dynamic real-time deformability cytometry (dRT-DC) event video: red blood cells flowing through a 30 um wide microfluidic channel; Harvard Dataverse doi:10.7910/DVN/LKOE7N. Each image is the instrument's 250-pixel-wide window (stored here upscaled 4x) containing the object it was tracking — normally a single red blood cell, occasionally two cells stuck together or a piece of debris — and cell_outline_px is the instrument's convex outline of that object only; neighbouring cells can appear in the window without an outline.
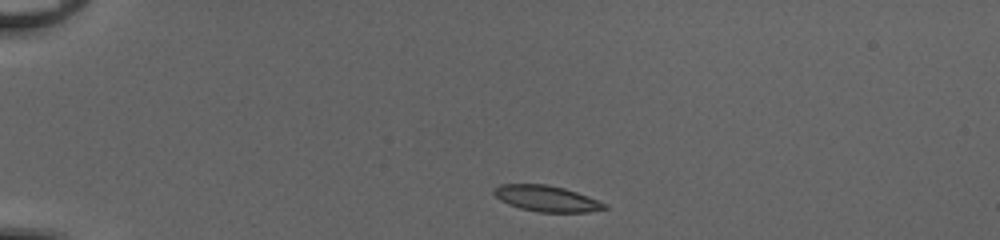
{"species": "common noctule bat (a hibernating species)", "species_latin": "Nyctalus noctula", "temperature_condition": "cold", "stored_images_in_passage": 40, "camera_frame_rate_fps": 3000, "um_per_image_px": 0.085, "animal": {"sex": "female", "body_mass_g": 20.0, "forearm_length_mm": 54.0}, "frame": {"image": 1, "passage_image": 1, "time_ms": 0.0, "image_size_px": [1000, 240], "cell_outline_px": [[608, 208], [588, 212], [540, 212], [520, 208], [508, 204], [500, 200], [492, 192], [492, 188], [500, 184], [548, 184], [564, 188], [588, 196], [608, 204]], "centroid_in_image_um": [46.45, 16.87], "position_along_channel_um": 38.6, "area_um2": 16.82}}
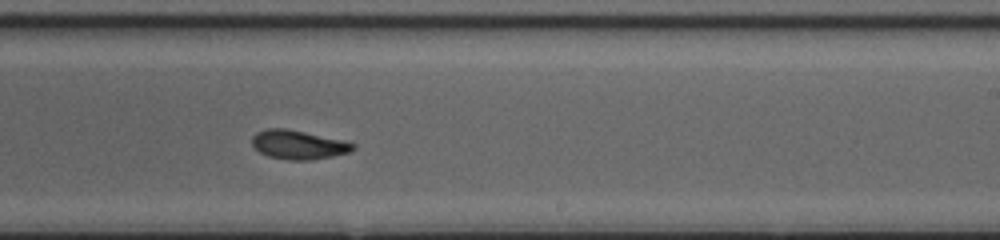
{"frame": {"image": 2, "passage_image": 22, "time_ms": 7.0, "image_size_px": [1000, 240], "cell_outline_px": [[356, 148], [348, 152], [332, 156], [308, 160], [288, 160], [268, 156], [260, 152], [252, 144], [252, 136], [256, 132], [268, 128], [284, 128], [344, 140], [356, 144]], "centroid_in_image_um": [25.36, 12.3], "position_along_channel_um": 263.6, "area_um2": 16.94}}
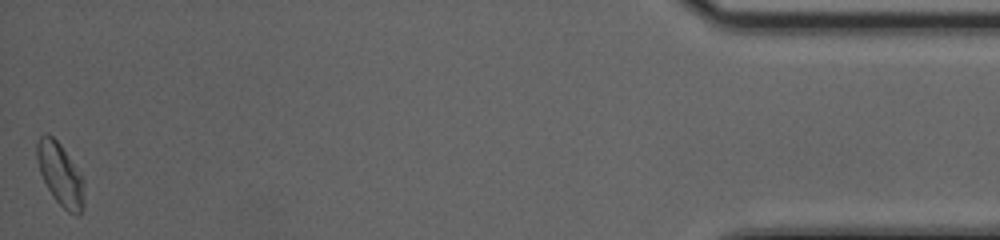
{"frame": {"image": 3, "passage_image": 40, "time_ms": 13.0, "image_size_px": [1000, 240], "cell_outline_px": [[84, 208], [80, 216], [76, 216], [68, 212], [52, 196], [40, 172], [36, 160], [36, 144], [40, 136], [44, 132], [48, 132], [60, 144], [84, 180]], "centroid_in_image_um": [5.12, 14.84], "position_along_channel_um": 430.1, "area_um2": 17.28}, "authors_computed_cell_mechanics": {"area_um2": 17.2822, "velocity_mm_per_s": 4.0909, "shape_relaxation_time_tau1_ms": 5.2411, "shape_relaxation_time_tau2_ms": 1.992, "deformation_change_tau1": 0.1507, "deformation_change_tau2": 0.0763}}